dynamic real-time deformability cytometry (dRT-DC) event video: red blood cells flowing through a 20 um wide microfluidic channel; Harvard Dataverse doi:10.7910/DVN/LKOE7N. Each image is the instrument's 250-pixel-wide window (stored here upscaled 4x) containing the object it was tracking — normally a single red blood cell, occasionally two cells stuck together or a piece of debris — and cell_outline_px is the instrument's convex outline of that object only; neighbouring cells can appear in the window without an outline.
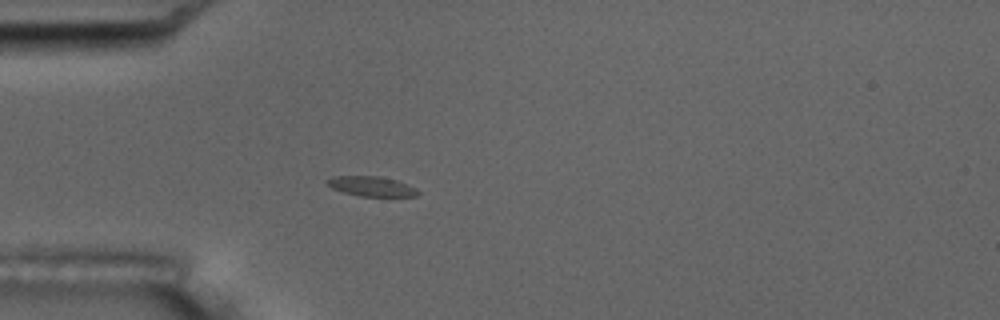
{"species": "common noctule bat (a hibernating species)", "species_latin": "Nyctalus noctula", "temperature_condition": "room temperature", "stored_images_in_passage": 4, "camera_frame_rate_fps": 3000, "um_per_image_px": 0.085, "animal": {"sex": "male", "body_mass_g": 17.5, "forearm_length_mm": 52.3}, "frame": {"image": 1, "passage_image": 4, "time_ms": 3.667, "image_size_px": [1000, 320], "cell_outline_px": [[420, 192], [416, 196], [360, 196], [344, 192], [332, 188], [324, 180], [332, 176], [376, 176], [396, 180], [416, 188]], "centroid_in_image_um": [31.55, 15.83], "position_along_channel_um": 53.4, "area_um2": 10.4}}